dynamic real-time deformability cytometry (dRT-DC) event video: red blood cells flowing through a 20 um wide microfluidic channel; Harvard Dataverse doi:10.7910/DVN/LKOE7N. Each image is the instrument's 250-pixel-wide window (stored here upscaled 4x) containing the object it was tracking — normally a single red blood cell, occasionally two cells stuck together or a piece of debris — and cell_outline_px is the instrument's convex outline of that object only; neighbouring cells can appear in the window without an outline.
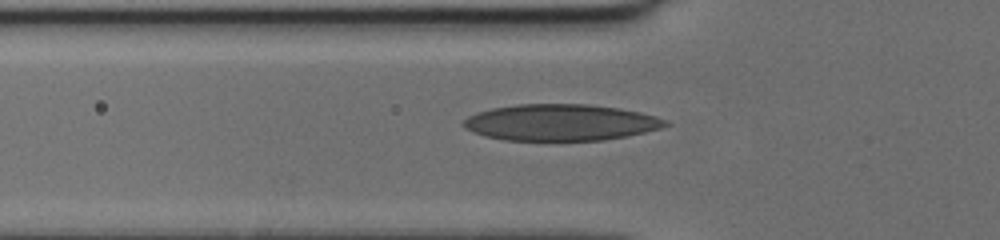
{"species": "human", "species_latin": "Homo sapiens", "temperature_condition": "cold", "stored_images_in_passage": 30, "camera_frame_rate_fps": 3000, "um_per_image_px": 0.085, "donor": {"sex": "female"}, "frame": {"image": 1, "passage_image": 4, "time_ms": 1.0, "image_size_px": [1000, 240], "cell_outline_px": [[672, 124], [660, 128], [628, 136], [604, 140], [504, 140], [484, 136], [472, 132], [464, 128], [460, 124], [468, 116], [476, 112], [492, 108], [516, 104], [588, 104], [620, 108], [640, 112], [656, 116], [668, 120]], "centroid_in_image_um": [47.64, 10.4], "position_along_channel_um": 78.2, "area_um2": 43.18}}
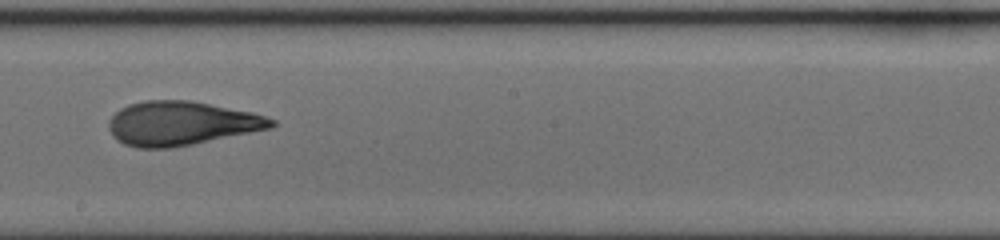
{"frame": {"image": 2, "passage_image": 15, "time_ms": 4.667, "image_size_px": [1000, 240], "cell_outline_px": [[276, 124], [272, 128], [172, 148], [136, 148], [124, 144], [116, 140], [108, 128], [108, 120], [120, 108], [128, 104], [144, 100], [192, 100], [252, 112], [276, 120]], "centroid_in_image_um": [15.38, 10.48], "position_along_channel_um": 232.8, "area_um2": 41.91}}
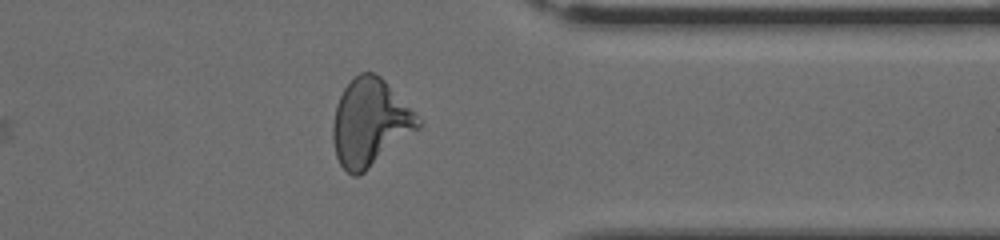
{"frame": {"image": 3, "passage_image": 26, "time_ms": 8.333, "image_size_px": [1000, 240], "cell_outline_px": [[420, 128], [364, 172], [356, 176], [352, 176], [340, 164], [336, 156], [332, 140], [332, 124], [336, 104], [344, 88], [360, 72], [376, 72], [384, 80], [416, 116], [420, 124]], "centroid_in_image_um": [31.4, 10.44], "position_along_channel_um": 380.0, "area_um2": 42.54}}